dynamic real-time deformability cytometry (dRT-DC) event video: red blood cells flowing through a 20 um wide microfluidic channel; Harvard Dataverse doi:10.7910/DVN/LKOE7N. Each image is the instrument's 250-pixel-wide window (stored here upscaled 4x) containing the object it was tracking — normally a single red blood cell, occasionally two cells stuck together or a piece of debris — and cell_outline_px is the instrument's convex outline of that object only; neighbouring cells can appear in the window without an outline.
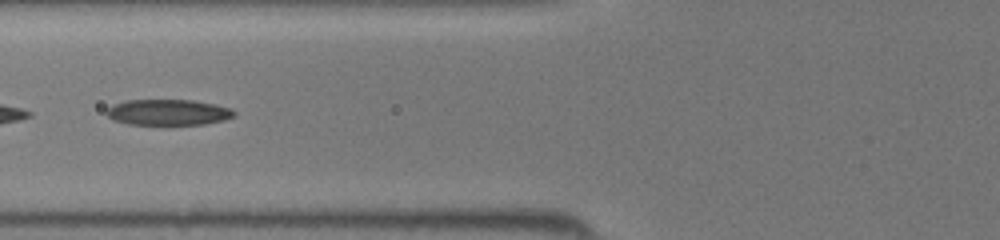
{"species": "common noctule bat (a hibernating species)", "species_latin": "Nyctalus noctula", "temperature_condition": "room temperature", "stored_images_in_passage": 21, "camera_frame_rate_fps": 3000, "um_per_image_px": 0.085, "animal": {"sex": "female", "body_mass_g": 19.5, "forearm_length_mm": 54.1}, "frame": {"image": 1, "passage_image": 7, "time_ms": 2.0, "image_size_px": [1000, 240], "cell_outline_px": [[236, 116], [224, 120], [204, 124], [164, 128], [128, 124], [112, 120], [104, 112], [112, 104], [124, 100], [192, 100], [216, 104], [232, 108], [236, 112]], "centroid_in_image_um": [14.28, 9.6], "position_along_channel_um": 111.5, "area_um2": 20.52}}
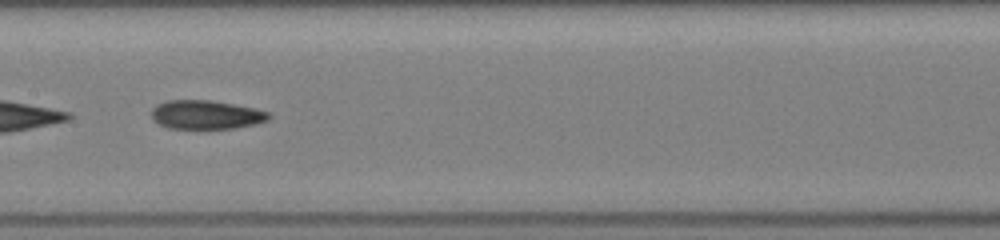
{"frame": {"image": 2, "passage_image": 12, "time_ms": 3.667, "image_size_px": [1000, 240], "cell_outline_px": [[272, 116], [268, 120], [256, 124], [236, 128], [168, 128], [156, 124], [152, 120], [152, 108], [156, 104], [168, 100], [212, 100], [256, 108], [268, 112]], "centroid_in_image_um": [17.51, 9.75], "position_along_channel_um": 189.9, "area_um2": 19.94}}
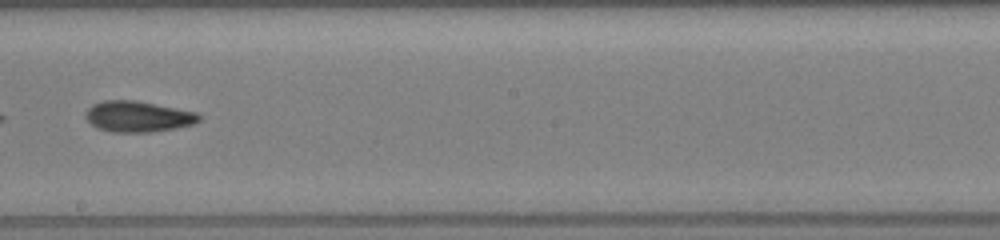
{"frame": {"image": 3, "passage_image": 15, "time_ms": 4.667, "image_size_px": [1000, 240], "cell_outline_px": [[204, 116], [200, 120], [192, 124], [176, 128], [148, 132], [112, 132], [96, 128], [84, 116], [84, 112], [92, 104], [104, 100], [136, 100], [196, 112]], "centroid_in_image_um": [11.71, 9.9], "position_along_channel_um": 236.5, "area_um2": 20.52}}